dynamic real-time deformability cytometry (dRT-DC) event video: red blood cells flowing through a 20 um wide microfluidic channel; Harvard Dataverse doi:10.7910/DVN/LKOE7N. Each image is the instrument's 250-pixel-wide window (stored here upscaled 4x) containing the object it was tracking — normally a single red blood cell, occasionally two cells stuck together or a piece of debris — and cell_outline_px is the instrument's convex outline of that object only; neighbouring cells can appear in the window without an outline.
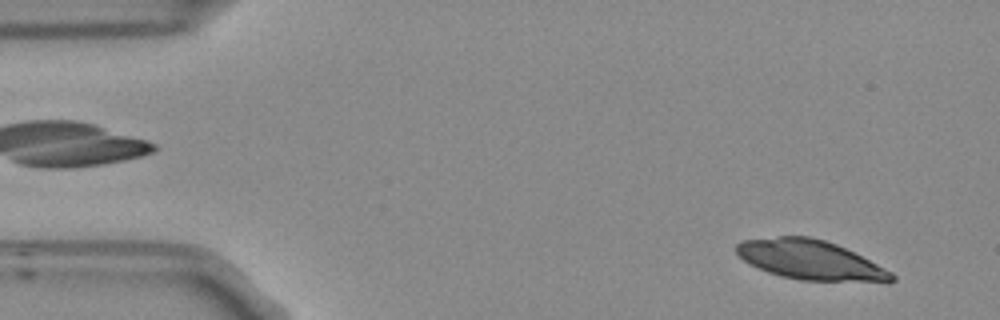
{"species": "Egyptian fruit bat (a non-hibernating species)", "species_latin": "Rousettus aegyptiacus", "temperature_condition": "room temperature", "stored_images_in_passage": 52, "camera_frame_rate_fps": 3000, "um_per_image_px": 0.085, "frame": {"image": 1, "passage_image": 3, "time_ms": 0.667, "image_size_px": [1000, 320], "cell_outline_px": [[896, 280], [800, 280], [780, 276], [768, 272], [748, 264], [736, 252], [736, 244], [740, 240], [776, 236], [808, 236], [824, 240], [836, 244], [892, 272], [896, 276]], "centroid_in_image_um": [68.75, 22.06], "position_along_channel_um": 16.3, "area_um2": 34.97}}